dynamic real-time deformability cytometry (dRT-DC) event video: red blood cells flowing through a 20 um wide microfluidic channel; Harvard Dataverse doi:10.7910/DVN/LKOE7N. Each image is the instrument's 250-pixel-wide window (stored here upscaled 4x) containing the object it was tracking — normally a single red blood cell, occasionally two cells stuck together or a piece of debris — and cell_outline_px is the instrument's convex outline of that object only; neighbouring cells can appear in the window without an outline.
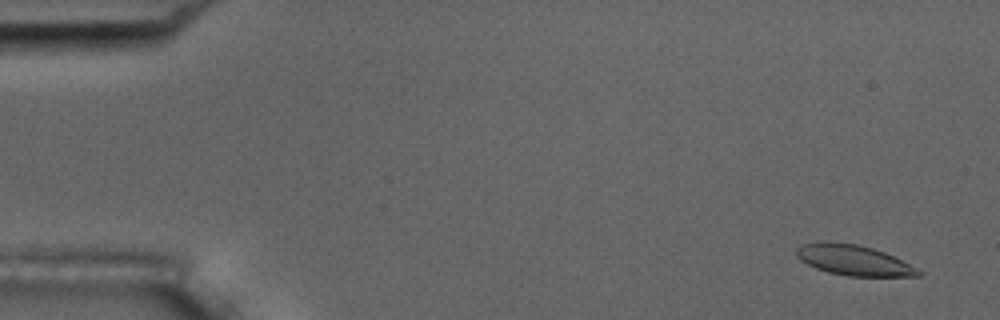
{"species": "common noctule bat (a hibernating species)", "species_latin": "Nyctalus noctula", "temperature_condition": "room temperature", "stored_images_in_passage": 4, "camera_frame_rate_fps": 3000, "um_per_image_px": 0.085, "animal": {"sex": "male", "body_mass_g": 17.5, "forearm_length_mm": 52.3}, "frame": {"image": 1, "passage_image": 1, "time_ms": 0.0, "image_size_px": [1000, 320], "cell_outline_px": [[924, 272], [920, 276], [848, 276], [828, 272], [816, 268], [800, 260], [796, 256], [796, 248], [804, 244], [828, 240], [856, 244], [872, 248], [884, 252]], "centroid_in_image_um": [72.52, 22.11], "position_along_channel_um": 12.5, "area_um2": 21.5}}